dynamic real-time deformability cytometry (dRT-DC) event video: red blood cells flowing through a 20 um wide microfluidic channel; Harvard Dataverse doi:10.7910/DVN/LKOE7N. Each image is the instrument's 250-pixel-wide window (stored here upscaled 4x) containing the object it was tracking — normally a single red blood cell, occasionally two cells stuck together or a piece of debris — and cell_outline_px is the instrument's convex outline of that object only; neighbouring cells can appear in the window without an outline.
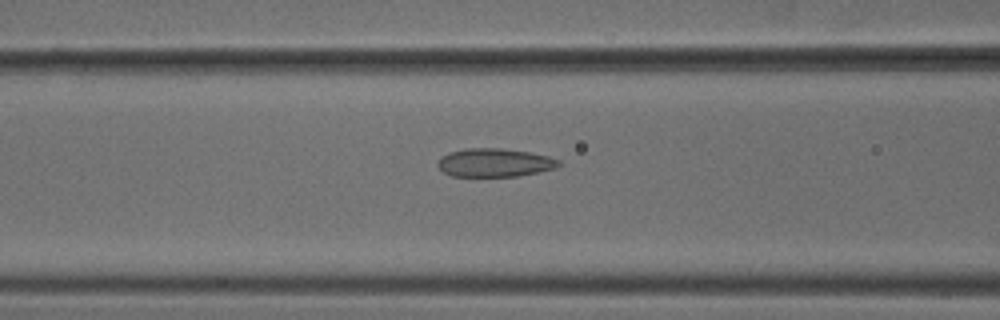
{"species": "common noctule bat (a hibernating species)", "species_latin": "Nyctalus noctula", "temperature_condition": "cold", "stored_images_in_passage": 52, "camera_frame_rate_fps": 3000, "um_per_image_px": 0.085, "animal": {"sex": "male", "body_mass_g": 18.8}, "frame": {"image": 1, "passage_image": 21, "time_ms": 6.667, "image_size_px": [1000, 320], "cell_outline_px": [[560, 164], [556, 168], [516, 176], [452, 176], [444, 172], [436, 164], [440, 156], [448, 152], [464, 148], [500, 148], [528, 152], [548, 156], [560, 160]], "centroid_in_image_um": [42.0, 13.81], "position_along_channel_um": 124.6, "area_um2": 20.0}}
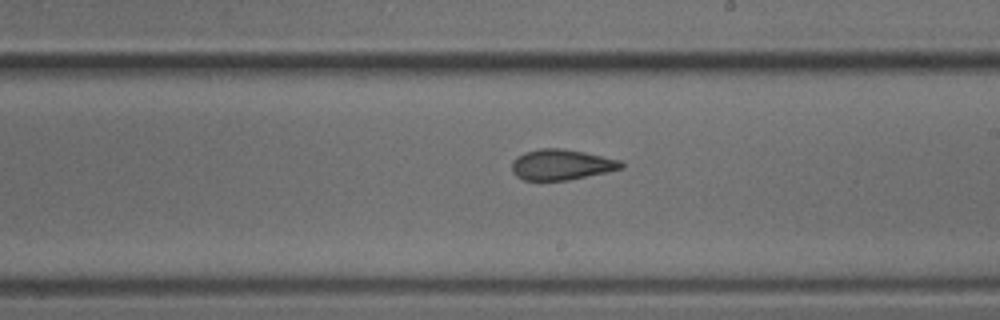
{"frame": {"image": 2, "passage_image": 30, "time_ms": 9.667, "image_size_px": [1000, 320], "cell_outline_px": [[624, 168], [608, 172], [568, 180], [524, 180], [516, 176], [512, 172], [512, 160], [516, 156], [524, 152], [540, 148], [560, 148], [584, 152], [620, 160], [624, 164]], "centroid_in_image_um": [47.71, 13.99], "position_along_channel_um": 241.3, "area_um2": 19.59}}
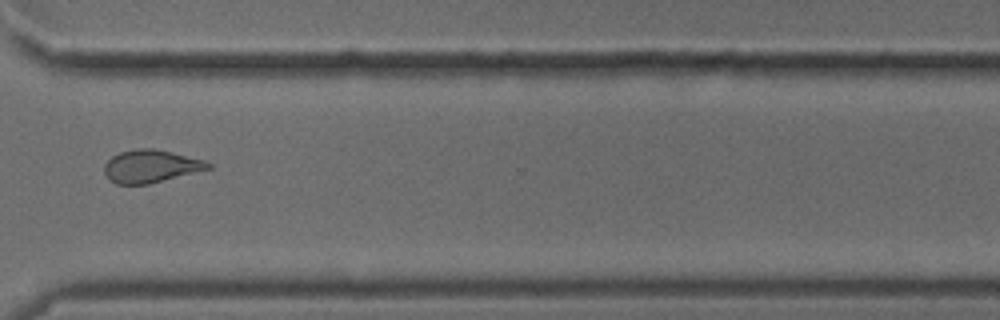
{"frame": {"image": 3, "passage_image": 39, "time_ms": 12.667, "image_size_px": [1000, 320], "cell_outline_px": [[212, 168], [148, 184], [116, 184], [108, 180], [104, 172], [104, 164], [112, 156], [120, 152], [136, 148], [152, 148], [204, 160], [212, 164]], "centroid_in_image_um": [12.78, 14.13], "position_along_channel_um": 357.8, "area_um2": 19.71}, "authors_computed_cell_mechanics": {"area_um2": 20.3167, "velocity_mm_per_s": 3.8762, "shape_relaxation_time_tau1_ms": 8.2534, "shape_relaxation_time_tau2_ms": 1.9024, "deformation_change_tau1": 0.1572, "deformation_change_tau2": 0.0733}}